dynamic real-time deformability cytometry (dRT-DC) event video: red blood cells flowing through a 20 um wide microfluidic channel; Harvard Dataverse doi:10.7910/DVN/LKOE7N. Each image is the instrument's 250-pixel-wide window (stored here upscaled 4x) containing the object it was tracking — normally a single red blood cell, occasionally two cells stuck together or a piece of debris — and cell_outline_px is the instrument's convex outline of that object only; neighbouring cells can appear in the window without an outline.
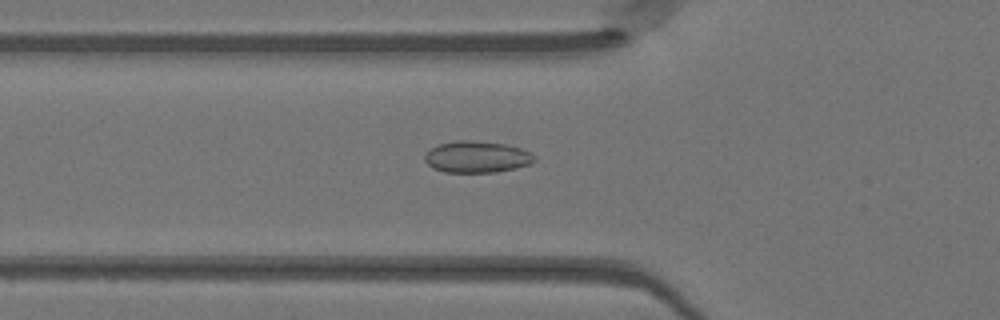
{"species": "Egyptian fruit bat (a non-hibernating species)", "species_latin": "Rousettus aegyptiacus", "temperature_condition": "warm", "stored_images_in_passage": 37, "camera_frame_rate_fps": 3000, "um_per_image_px": 0.085, "animal": {"sex": "female"}, "frame": {"image": 1, "passage_image": 4, "time_ms": 1.0, "image_size_px": [1000, 320], "cell_outline_px": [[536, 160], [532, 164], [516, 168], [496, 172], [444, 172], [432, 168], [424, 160], [424, 156], [432, 148], [440, 144], [456, 140], [472, 140], [504, 144], [520, 148], [536, 156]], "centroid_in_image_um": [40.55, 13.34], "position_along_channel_um": 85.3, "area_um2": 20.17}}
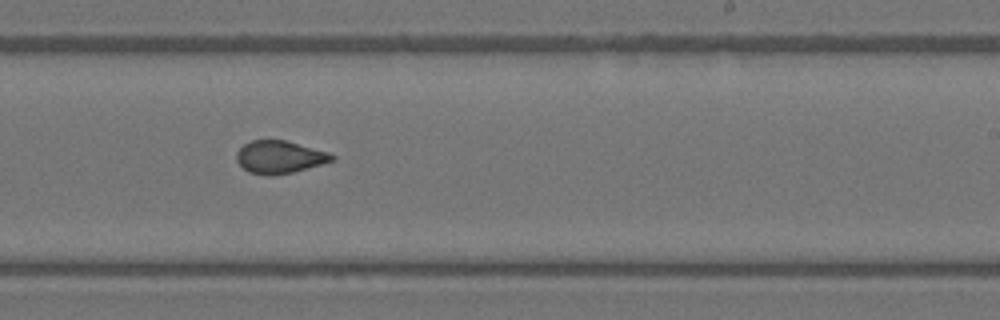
{"frame": {"image": 2, "passage_image": 17, "time_ms": 5.333, "image_size_px": [1000, 320], "cell_outline_px": [[336, 160], [292, 172], [272, 176], [268, 176], [248, 172], [236, 160], [236, 152], [244, 144], [252, 140], [284, 140], [328, 152], [336, 156]], "centroid_in_image_um": [23.76, 13.35], "position_along_channel_um": 265.2, "area_um2": 18.09}}
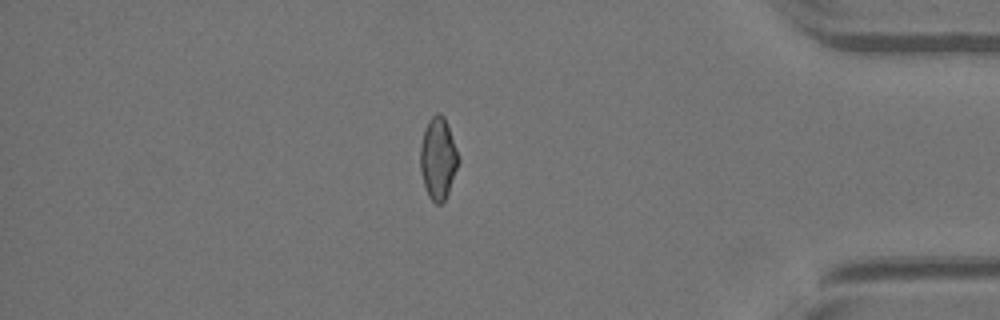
{"frame": {"image": 3, "passage_image": 29, "time_ms": 9.333, "image_size_px": [1000, 320], "cell_outline_px": [[460, 160], [448, 192], [444, 200], [440, 204], [436, 204], [428, 196], [420, 172], [420, 144], [424, 128], [428, 120], [436, 112], [440, 112], [444, 116]], "centroid_in_image_um": [37.21, 13.44], "position_along_channel_um": 398.0, "area_um2": 18.15}}